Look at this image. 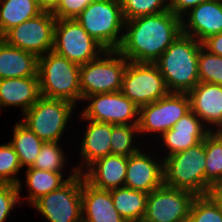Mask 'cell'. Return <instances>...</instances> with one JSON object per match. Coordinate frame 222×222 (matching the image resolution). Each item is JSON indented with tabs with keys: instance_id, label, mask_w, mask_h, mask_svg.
<instances>
[{
	"instance_id": "cell-29",
	"label": "cell",
	"mask_w": 222,
	"mask_h": 222,
	"mask_svg": "<svg viewBox=\"0 0 222 222\" xmlns=\"http://www.w3.org/2000/svg\"><path fill=\"white\" fill-rule=\"evenodd\" d=\"M139 135L140 134H139L138 125L112 124V133L110 141L111 154L128 157L130 155L139 152L142 149V147H145V145L144 146L138 145V143L140 142ZM136 139L139 141H137Z\"/></svg>"
},
{
	"instance_id": "cell-21",
	"label": "cell",
	"mask_w": 222,
	"mask_h": 222,
	"mask_svg": "<svg viewBox=\"0 0 222 222\" xmlns=\"http://www.w3.org/2000/svg\"><path fill=\"white\" fill-rule=\"evenodd\" d=\"M40 97L39 76L0 80V109L19 107L23 115Z\"/></svg>"
},
{
	"instance_id": "cell-39",
	"label": "cell",
	"mask_w": 222,
	"mask_h": 222,
	"mask_svg": "<svg viewBox=\"0 0 222 222\" xmlns=\"http://www.w3.org/2000/svg\"><path fill=\"white\" fill-rule=\"evenodd\" d=\"M37 4L39 6V8L43 11V12H50L53 13L60 0H36Z\"/></svg>"
},
{
	"instance_id": "cell-28",
	"label": "cell",
	"mask_w": 222,
	"mask_h": 222,
	"mask_svg": "<svg viewBox=\"0 0 222 222\" xmlns=\"http://www.w3.org/2000/svg\"><path fill=\"white\" fill-rule=\"evenodd\" d=\"M205 195L222 180V131L205 137Z\"/></svg>"
},
{
	"instance_id": "cell-35",
	"label": "cell",
	"mask_w": 222,
	"mask_h": 222,
	"mask_svg": "<svg viewBox=\"0 0 222 222\" xmlns=\"http://www.w3.org/2000/svg\"><path fill=\"white\" fill-rule=\"evenodd\" d=\"M21 206L17 185L0 183V222H7L12 210Z\"/></svg>"
},
{
	"instance_id": "cell-14",
	"label": "cell",
	"mask_w": 222,
	"mask_h": 222,
	"mask_svg": "<svg viewBox=\"0 0 222 222\" xmlns=\"http://www.w3.org/2000/svg\"><path fill=\"white\" fill-rule=\"evenodd\" d=\"M82 103L84 109L80 114L85 119L113 125H138L139 108L121 91L89 95Z\"/></svg>"
},
{
	"instance_id": "cell-23",
	"label": "cell",
	"mask_w": 222,
	"mask_h": 222,
	"mask_svg": "<svg viewBox=\"0 0 222 222\" xmlns=\"http://www.w3.org/2000/svg\"><path fill=\"white\" fill-rule=\"evenodd\" d=\"M38 76V57L0 38V80Z\"/></svg>"
},
{
	"instance_id": "cell-41",
	"label": "cell",
	"mask_w": 222,
	"mask_h": 222,
	"mask_svg": "<svg viewBox=\"0 0 222 222\" xmlns=\"http://www.w3.org/2000/svg\"><path fill=\"white\" fill-rule=\"evenodd\" d=\"M215 187L222 193V180Z\"/></svg>"
},
{
	"instance_id": "cell-34",
	"label": "cell",
	"mask_w": 222,
	"mask_h": 222,
	"mask_svg": "<svg viewBox=\"0 0 222 222\" xmlns=\"http://www.w3.org/2000/svg\"><path fill=\"white\" fill-rule=\"evenodd\" d=\"M187 222H222V214L208 195H198L192 203Z\"/></svg>"
},
{
	"instance_id": "cell-10",
	"label": "cell",
	"mask_w": 222,
	"mask_h": 222,
	"mask_svg": "<svg viewBox=\"0 0 222 222\" xmlns=\"http://www.w3.org/2000/svg\"><path fill=\"white\" fill-rule=\"evenodd\" d=\"M191 110L188 93H169L146 106L139 108L138 129L142 139L149 134L161 136Z\"/></svg>"
},
{
	"instance_id": "cell-27",
	"label": "cell",
	"mask_w": 222,
	"mask_h": 222,
	"mask_svg": "<svg viewBox=\"0 0 222 222\" xmlns=\"http://www.w3.org/2000/svg\"><path fill=\"white\" fill-rule=\"evenodd\" d=\"M12 140L8 141L16 151L21 167L24 169L33 165L44 143L21 121H17L12 129Z\"/></svg>"
},
{
	"instance_id": "cell-40",
	"label": "cell",
	"mask_w": 222,
	"mask_h": 222,
	"mask_svg": "<svg viewBox=\"0 0 222 222\" xmlns=\"http://www.w3.org/2000/svg\"><path fill=\"white\" fill-rule=\"evenodd\" d=\"M207 195L216 203L222 214V193L216 187H213Z\"/></svg>"
},
{
	"instance_id": "cell-13",
	"label": "cell",
	"mask_w": 222,
	"mask_h": 222,
	"mask_svg": "<svg viewBox=\"0 0 222 222\" xmlns=\"http://www.w3.org/2000/svg\"><path fill=\"white\" fill-rule=\"evenodd\" d=\"M55 22L56 18L52 13L42 12L11 28L1 39L11 46L40 57L53 49Z\"/></svg>"
},
{
	"instance_id": "cell-15",
	"label": "cell",
	"mask_w": 222,
	"mask_h": 222,
	"mask_svg": "<svg viewBox=\"0 0 222 222\" xmlns=\"http://www.w3.org/2000/svg\"><path fill=\"white\" fill-rule=\"evenodd\" d=\"M145 148L128 156L124 186L149 194L164 184L163 158Z\"/></svg>"
},
{
	"instance_id": "cell-38",
	"label": "cell",
	"mask_w": 222,
	"mask_h": 222,
	"mask_svg": "<svg viewBox=\"0 0 222 222\" xmlns=\"http://www.w3.org/2000/svg\"><path fill=\"white\" fill-rule=\"evenodd\" d=\"M202 46L209 52L222 56V33H218L206 38Z\"/></svg>"
},
{
	"instance_id": "cell-37",
	"label": "cell",
	"mask_w": 222,
	"mask_h": 222,
	"mask_svg": "<svg viewBox=\"0 0 222 222\" xmlns=\"http://www.w3.org/2000/svg\"><path fill=\"white\" fill-rule=\"evenodd\" d=\"M168 1H169V10L172 11L178 17L182 18L192 8L209 0H168Z\"/></svg>"
},
{
	"instance_id": "cell-24",
	"label": "cell",
	"mask_w": 222,
	"mask_h": 222,
	"mask_svg": "<svg viewBox=\"0 0 222 222\" xmlns=\"http://www.w3.org/2000/svg\"><path fill=\"white\" fill-rule=\"evenodd\" d=\"M25 174L26 175L23 176L25 177V182L23 183H25V189L28 193L23 197H21L22 195L19 193V198L22 206L25 203L31 206L41 196L59 189L69 179L78 174V172L75 168H72V172L69 176H67V172L65 176L64 172H52L41 169L26 168Z\"/></svg>"
},
{
	"instance_id": "cell-6",
	"label": "cell",
	"mask_w": 222,
	"mask_h": 222,
	"mask_svg": "<svg viewBox=\"0 0 222 222\" xmlns=\"http://www.w3.org/2000/svg\"><path fill=\"white\" fill-rule=\"evenodd\" d=\"M128 60L118 50H105L80 66L81 102L89 95L121 91Z\"/></svg>"
},
{
	"instance_id": "cell-31",
	"label": "cell",
	"mask_w": 222,
	"mask_h": 222,
	"mask_svg": "<svg viewBox=\"0 0 222 222\" xmlns=\"http://www.w3.org/2000/svg\"><path fill=\"white\" fill-rule=\"evenodd\" d=\"M23 169L16 151L9 142L0 144V183H9L18 186L22 191V181L18 177Z\"/></svg>"
},
{
	"instance_id": "cell-32",
	"label": "cell",
	"mask_w": 222,
	"mask_h": 222,
	"mask_svg": "<svg viewBox=\"0 0 222 222\" xmlns=\"http://www.w3.org/2000/svg\"><path fill=\"white\" fill-rule=\"evenodd\" d=\"M200 82L222 86V56H218L201 46L198 56Z\"/></svg>"
},
{
	"instance_id": "cell-42",
	"label": "cell",
	"mask_w": 222,
	"mask_h": 222,
	"mask_svg": "<svg viewBox=\"0 0 222 222\" xmlns=\"http://www.w3.org/2000/svg\"><path fill=\"white\" fill-rule=\"evenodd\" d=\"M132 222H146L144 220H137V221H132Z\"/></svg>"
},
{
	"instance_id": "cell-12",
	"label": "cell",
	"mask_w": 222,
	"mask_h": 222,
	"mask_svg": "<svg viewBox=\"0 0 222 222\" xmlns=\"http://www.w3.org/2000/svg\"><path fill=\"white\" fill-rule=\"evenodd\" d=\"M192 191L160 186L147 196L146 222H187L194 199Z\"/></svg>"
},
{
	"instance_id": "cell-8",
	"label": "cell",
	"mask_w": 222,
	"mask_h": 222,
	"mask_svg": "<svg viewBox=\"0 0 222 222\" xmlns=\"http://www.w3.org/2000/svg\"><path fill=\"white\" fill-rule=\"evenodd\" d=\"M105 50L76 19H56L52 49L56 54L81 66Z\"/></svg>"
},
{
	"instance_id": "cell-1",
	"label": "cell",
	"mask_w": 222,
	"mask_h": 222,
	"mask_svg": "<svg viewBox=\"0 0 222 222\" xmlns=\"http://www.w3.org/2000/svg\"><path fill=\"white\" fill-rule=\"evenodd\" d=\"M182 33V18L167 10L125 21L118 51L131 62L154 63Z\"/></svg>"
},
{
	"instance_id": "cell-7",
	"label": "cell",
	"mask_w": 222,
	"mask_h": 222,
	"mask_svg": "<svg viewBox=\"0 0 222 222\" xmlns=\"http://www.w3.org/2000/svg\"><path fill=\"white\" fill-rule=\"evenodd\" d=\"M76 105L61 99L40 97L20 120L44 142H61L71 124ZM70 121V122H69ZM69 122V123H68Z\"/></svg>"
},
{
	"instance_id": "cell-19",
	"label": "cell",
	"mask_w": 222,
	"mask_h": 222,
	"mask_svg": "<svg viewBox=\"0 0 222 222\" xmlns=\"http://www.w3.org/2000/svg\"><path fill=\"white\" fill-rule=\"evenodd\" d=\"M191 110L211 131H222V86L199 82L189 93Z\"/></svg>"
},
{
	"instance_id": "cell-11",
	"label": "cell",
	"mask_w": 222,
	"mask_h": 222,
	"mask_svg": "<svg viewBox=\"0 0 222 222\" xmlns=\"http://www.w3.org/2000/svg\"><path fill=\"white\" fill-rule=\"evenodd\" d=\"M121 92L138 108L167 96L165 79L154 63L129 61L123 75Z\"/></svg>"
},
{
	"instance_id": "cell-2",
	"label": "cell",
	"mask_w": 222,
	"mask_h": 222,
	"mask_svg": "<svg viewBox=\"0 0 222 222\" xmlns=\"http://www.w3.org/2000/svg\"><path fill=\"white\" fill-rule=\"evenodd\" d=\"M200 41L181 33L154 62L170 93H189L199 82Z\"/></svg>"
},
{
	"instance_id": "cell-22",
	"label": "cell",
	"mask_w": 222,
	"mask_h": 222,
	"mask_svg": "<svg viewBox=\"0 0 222 222\" xmlns=\"http://www.w3.org/2000/svg\"><path fill=\"white\" fill-rule=\"evenodd\" d=\"M82 222H126L117 212L110 190H100L82 175Z\"/></svg>"
},
{
	"instance_id": "cell-33",
	"label": "cell",
	"mask_w": 222,
	"mask_h": 222,
	"mask_svg": "<svg viewBox=\"0 0 222 222\" xmlns=\"http://www.w3.org/2000/svg\"><path fill=\"white\" fill-rule=\"evenodd\" d=\"M125 21L169 10L168 0H120Z\"/></svg>"
},
{
	"instance_id": "cell-3",
	"label": "cell",
	"mask_w": 222,
	"mask_h": 222,
	"mask_svg": "<svg viewBox=\"0 0 222 222\" xmlns=\"http://www.w3.org/2000/svg\"><path fill=\"white\" fill-rule=\"evenodd\" d=\"M38 76L42 97L82 104L80 65L50 51L38 57Z\"/></svg>"
},
{
	"instance_id": "cell-26",
	"label": "cell",
	"mask_w": 222,
	"mask_h": 222,
	"mask_svg": "<svg viewBox=\"0 0 222 222\" xmlns=\"http://www.w3.org/2000/svg\"><path fill=\"white\" fill-rule=\"evenodd\" d=\"M110 192L114 207L126 222L143 220L147 193L125 186L111 189Z\"/></svg>"
},
{
	"instance_id": "cell-17",
	"label": "cell",
	"mask_w": 222,
	"mask_h": 222,
	"mask_svg": "<svg viewBox=\"0 0 222 222\" xmlns=\"http://www.w3.org/2000/svg\"><path fill=\"white\" fill-rule=\"evenodd\" d=\"M182 33L201 43L222 33V0H209L192 8L182 17Z\"/></svg>"
},
{
	"instance_id": "cell-16",
	"label": "cell",
	"mask_w": 222,
	"mask_h": 222,
	"mask_svg": "<svg viewBox=\"0 0 222 222\" xmlns=\"http://www.w3.org/2000/svg\"><path fill=\"white\" fill-rule=\"evenodd\" d=\"M211 131L203 124L202 120L190 110L181 117L172 127V129L157 137L160 145L164 147V152L160 155L163 159L172 154L187 150L205 139ZM164 154V155H163ZM163 155V156H162Z\"/></svg>"
},
{
	"instance_id": "cell-18",
	"label": "cell",
	"mask_w": 222,
	"mask_h": 222,
	"mask_svg": "<svg viewBox=\"0 0 222 222\" xmlns=\"http://www.w3.org/2000/svg\"><path fill=\"white\" fill-rule=\"evenodd\" d=\"M79 118L84 122L85 130L83 131V137L80 142V164L75 168L78 173H82L95 160L111 155V133L112 124L106 122H98L94 120L85 119L81 114ZM82 160V161H81Z\"/></svg>"
},
{
	"instance_id": "cell-36",
	"label": "cell",
	"mask_w": 222,
	"mask_h": 222,
	"mask_svg": "<svg viewBox=\"0 0 222 222\" xmlns=\"http://www.w3.org/2000/svg\"><path fill=\"white\" fill-rule=\"evenodd\" d=\"M94 0H60L52 13L56 19H75Z\"/></svg>"
},
{
	"instance_id": "cell-5",
	"label": "cell",
	"mask_w": 222,
	"mask_h": 222,
	"mask_svg": "<svg viewBox=\"0 0 222 222\" xmlns=\"http://www.w3.org/2000/svg\"><path fill=\"white\" fill-rule=\"evenodd\" d=\"M205 139L163 159L164 185L205 195Z\"/></svg>"
},
{
	"instance_id": "cell-30",
	"label": "cell",
	"mask_w": 222,
	"mask_h": 222,
	"mask_svg": "<svg viewBox=\"0 0 222 222\" xmlns=\"http://www.w3.org/2000/svg\"><path fill=\"white\" fill-rule=\"evenodd\" d=\"M62 142H44L33 165L29 168L47 170L52 172H66L67 157Z\"/></svg>"
},
{
	"instance_id": "cell-25",
	"label": "cell",
	"mask_w": 222,
	"mask_h": 222,
	"mask_svg": "<svg viewBox=\"0 0 222 222\" xmlns=\"http://www.w3.org/2000/svg\"><path fill=\"white\" fill-rule=\"evenodd\" d=\"M42 12L36 0H0V38L11 28Z\"/></svg>"
},
{
	"instance_id": "cell-9",
	"label": "cell",
	"mask_w": 222,
	"mask_h": 222,
	"mask_svg": "<svg viewBox=\"0 0 222 222\" xmlns=\"http://www.w3.org/2000/svg\"><path fill=\"white\" fill-rule=\"evenodd\" d=\"M31 206L48 222H82V173L41 196Z\"/></svg>"
},
{
	"instance_id": "cell-20",
	"label": "cell",
	"mask_w": 222,
	"mask_h": 222,
	"mask_svg": "<svg viewBox=\"0 0 222 222\" xmlns=\"http://www.w3.org/2000/svg\"><path fill=\"white\" fill-rule=\"evenodd\" d=\"M128 157L107 155L91 163L83 172L84 180L100 190L124 187Z\"/></svg>"
},
{
	"instance_id": "cell-4",
	"label": "cell",
	"mask_w": 222,
	"mask_h": 222,
	"mask_svg": "<svg viewBox=\"0 0 222 222\" xmlns=\"http://www.w3.org/2000/svg\"><path fill=\"white\" fill-rule=\"evenodd\" d=\"M75 19L106 50H118L125 28L120 0H94Z\"/></svg>"
}]
</instances>
